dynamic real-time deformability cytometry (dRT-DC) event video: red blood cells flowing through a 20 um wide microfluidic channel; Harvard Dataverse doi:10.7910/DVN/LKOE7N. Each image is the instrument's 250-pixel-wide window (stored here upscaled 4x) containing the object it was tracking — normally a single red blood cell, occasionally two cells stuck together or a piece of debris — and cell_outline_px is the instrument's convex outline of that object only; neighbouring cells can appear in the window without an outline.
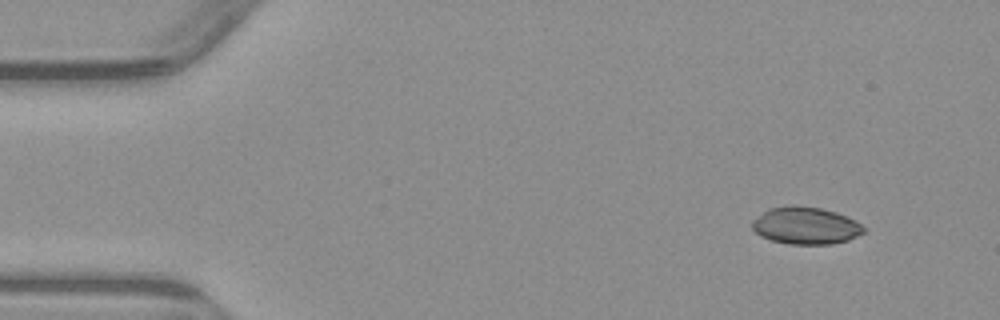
{"species": "common noctule bat (a hibernating species)", "species_latin": "Nyctalus noctula", "temperature_condition": "warm", "stored_images_in_passage": 5, "camera_frame_rate_fps": 3000, "um_per_image_px": 0.085, "animal": {"sex": "male", "body_mass_g": 23.1, "forearm_length_mm": 52.7}, "frame": {"image": 1, "passage_image": 1, "time_ms": 0.0, "image_size_px": [1000, 320], "cell_outline_px": [[864, 232], [848, 240], [832, 244], [788, 244], [772, 240], [760, 236], [752, 228], [752, 220], [768, 208], [788, 204], [792, 204], [820, 208], [836, 212], [856, 220], [864, 228]], "centroid_in_image_um": [68.45, 19.16], "position_along_channel_um": 16.5, "area_um2": 24.33}}
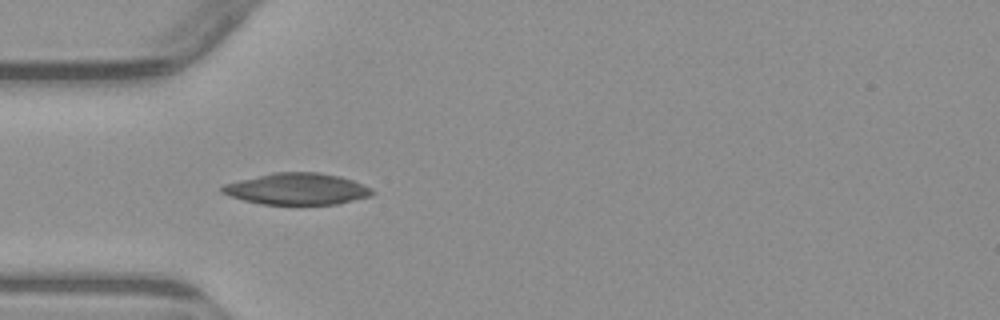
{"frame": {"image": 2, "passage_image": 4, "time_ms": 3.667, "image_size_px": [1000, 320], "cell_outline_px": [[376, 192], [372, 196], [336, 204], [260, 204], [244, 200], [220, 192], [220, 188], [224, 184], [272, 172], [320, 172], [340, 176], [352, 180], [372, 188]], "centroid_in_image_um": [25.28, 16.05], "position_along_channel_um": 59.7, "area_um2": 27.57}}
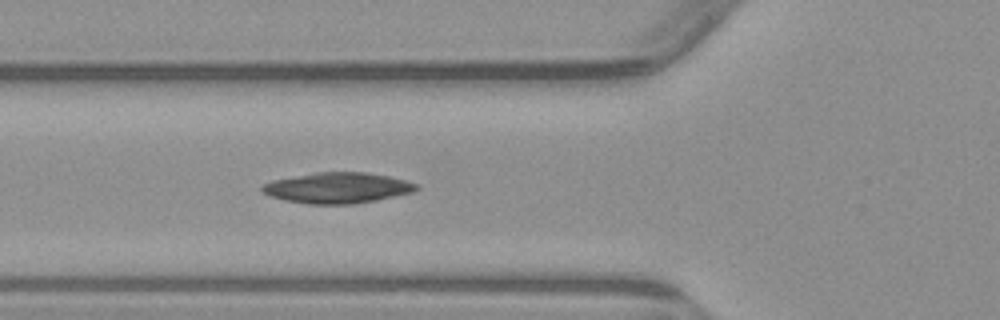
{"frame": {"image": 3, "passage_image": 5, "time_ms": 4.667, "image_size_px": [1000, 320], "cell_outline_px": [[420, 188], [412, 192], [376, 200], [352, 204], [308, 204], [284, 200], [272, 196], [264, 192], [260, 188], [264, 184], [272, 180], [316, 172], [364, 172], [388, 176], [420, 184]], "centroid_in_image_um": [28.7, 15.97], "position_along_channel_um": 97.1, "area_um2": 27.46}}